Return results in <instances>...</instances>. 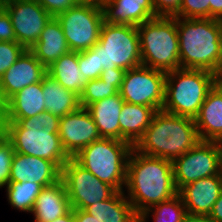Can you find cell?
<instances>
[{
  "label": "cell",
  "mask_w": 222,
  "mask_h": 222,
  "mask_svg": "<svg viewBox=\"0 0 222 222\" xmlns=\"http://www.w3.org/2000/svg\"><path fill=\"white\" fill-rule=\"evenodd\" d=\"M84 211L98 222H138V215L124 191H117L111 198L91 204Z\"/></svg>",
  "instance_id": "26"
},
{
  "label": "cell",
  "mask_w": 222,
  "mask_h": 222,
  "mask_svg": "<svg viewBox=\"0 0 222 222\" xmlns=\"http://www.w3.org/2000/svg\"><path fill=\"white\" fill-rule=\"evenodd\" d=\"M104 21L107 23L138 26L155 18L152 0H100Z\"/></svg>",
  "instance_id": "18"
},
{
  "label": "cell",
  "mask_w": 222,
  "mask_h": 222,
  "mask_svg": "<svg viewBox=\"0 0 222 222\" xmlns=\"http://www.w3.org/2000/svg\"><path fill=\"white\" fill-rule=\"evenodd\" d=\"M55 18L62 27L71 51H86L99 41L104 23L100 0H82Z\"/></svg>",
  "instance_id": "9"
},
{
  "label": "cell",
  "mask_w": 222,
  "mask_h": 222,
  "mask_svg": "<svg viewBox=\"0 0 222 222\" xmlns=\"http://www.w3.org/2000/svg\"><path fill=\"white\" fill-rule=\"evenodd\" d=\"M74 221L75 222H98L94 217L89 215L82 209H74Z\"/></svg>",
  "instance_id": "41"
},
{
  "label": "cell",
  "mask_w": 222,
  "mask_h": 222,
  "mask_svg": "<svg viewBox=\"0 0 222 222\" xmlns=\"http://www.w3.org/2000/svg\"><path fill=\"white\" fill-rule=\"evenodd\" d=\"M13 25L15 41L29 50L53 18L36 0H3Z\"/></svg>",
  "instance_id": "13"
},
{
  "label": "cell",
  "mask_w": 222,
  "mask_h": 222,
  "mask_svg": "<svg viewBox=\"0 0 222 222\" xmlns=\"http://www.w3.org/2000/svg\"><path fill=\"white\" fill-rule=\"evenodd\" d=\"M29 50L46 68L62 55L71 51L62 27L55 17L47 23L38 41Z\"/></svg>",
  "instance_id": "22"
},
{
  "label": "cell",
  "mask_w": 222,
  "mask_h": 222,
  "mask_svg": "<svg viewBox=\"0 0 222 222\" xmlns=\"http://www.w3.org/2000/svg\"><path fill=\"white\" fill-rule=\"evenodd\" d=\"M213 222H222V192L208 215Z\"/></svg>",
  "instance_id": "39"
},
{
  "label": "cell",
  "mask_w": 222,
  "mask_h": 222,
  "mask_svg": "<svg viewBox=\"0 0 222 222\" xmlns=\"http://www.w3.org/2000/svg\"><path fill=\"white\" fill-rule=\"evenodd\" d=\"M52 17L67 11L82 0H36Z\"/></svg>",
  "instance_id": "35"
},
{
  "label": "cell",
  "mask_w": 222,
  "mask_h": 222,
  "mask_svg": "<svg viewBox=\"0 0 222 222\" xmlns=\"http://www.w3.org/2000/svg\"><path fill=\"white\" fill-rule=\"evenodd\" d=\"M61 170L50 160L15 152L9 182L39 183L43 187L60 180Z\"/></svg>",
  "instance_id": "15"
},
{
  "label": "cell",
  "mask_w": 222,
  "mask_h": 222,
  "mask_svg": "<svg viewBox=\"0 0 222 222\" xmlns=\"http://www.w3.org/2000/svg\"><path fill=\"white\" fill-rule=\"evenodd\" d=\"M42 92L45 100V111L59 118L81 107L80 96L64 88L48 73L42 79Z\"/></svg>",
  "instance_id": "25"
},
{
  "label": "cell",
  "mask_w": 222,
  "mask_h": 222,
  "mask_svg": "<svg viewBox=\"0 0 222 222\" xmlns=\"http://www.w3.org/2000/svg\"><path fill=\"white\" fill-rule=\"evenodd\" d=\"M174 17L210 18L209 0H182L179 12Z\"/></svg>",
  "instance_id": "32"
},
{
  "label": "cell",
  "mask_w": 222,
  "mask_h": 222,
  "mask_svg": "<svg viewBox=\"0 0 222 222\" xmlns=\"http://www.w3.org/2000/svg\"><path fill=\"white\" fill-rule=\"evenodd\" d=\"M47 73L57 80L64 88L71 90L79 96L88 83L84 74L79 70L78 52L70 51L54 61Z\"/></svg>",
  "instance_id": "27"
},
{
  "label": "cell",
  "mask_w": 222,
  "mask_h": 222,
  "mask_svg": "<svg viewBox=\"0 0 222 222\" xmlns=\"http://www.w3.org/2000/svg\"><path fill=\"white\" fill-rule=\"evenodd\" d=\"M214 87L222 94V69L214 73Z\"/></svg>",
  "instance_id": "44"
},
{
  "label": "cell",
  "mask_w": 222,
  "mask_h": 222,
  "mask_svg": "<svg viewBox=\"0 0 222 222\" xmlns=\"http://www.w3.org/2000/svg\"><path fill=\"white\" fill-rule=\"evenodd\" d=\"M58 135L71 158L82 148L101 138L91 114L83 107L60 118Z\"/></svg>",
  "instance_id": "14"
},
{
  "label": "cell",
  "mask_w": 222,
  "mask_h": 222,
  "mask_svg": "<svg viewBox=\"0 0 222 222\" xmlns=\"http://www.w3.org/2000/svg\"><path fill=\"white\" fill-rule=\"evenodd\" d=\"M200 142L194 119L157 111L133 149L173 161Z\"/></svg>",
  "instance_id": "4"
},
{
  "label": "cell",
  "mask_w": 222,
  "mask_h": 222,
  "mask_svg": "<svg viewBox=\"0 0 222 222\" xmlns=\"http://www.w3.org/2000/svg\"><path fill=\"white\" fill-rule=\"evenodd\" d=\"M132 149L129 142L100 138L82 148L72 158L116 191H124L127 162Z\"/></svg>",
  "instance_id": "7"
},
{
  "label": "cell",
  "mask_w": 222,
  "mask_h": 222,
  "mask_svg": "<svg viewBox=\"0 0 222 222\" xmlns=\"http://www.w3.org/2000/svg\"><path fill=\"white\" fill-rule=\"evenodd\" d=\"M210 18L222 20V0H209Z\"/></svg>",
  "instance_id": "40"
},
{
  "label": "cell",
  "mask_w": 222,
  "mask_h": 222,
  "mask_svg": "<svg viewBox=\"0 0 222 222\" xmlns=\"http://www.w3.org/2000/svg\"><path fill=\"white\" fill-rule=\"evenodd\" d=\"M155 17H174L180 9L182 0H152Z\"/></svg>",
  "instance_id": "36"
},
{
  "label": "cell",
  "mask_w": 222,
  "mask_h": 222,
  "mask_svg": "<svg viewBox=\"0 0 222 222\" xmlns=\"http://www.w3.org/2000/svg\"><path fill=\"white\" fill-rule=\"evenodd\" d=\"M181 222H213L208 215L186 213Z\"/></svg>",
  "instance_id": "42"
},
{
  "label": "cell",
  "mask_w": 222,
  "mask_h": 222,
  "mask_svg": "<svg viewBox=\"0 0 222 222\" xmlns=\"http://www.w3.org/2000/svg\"><path fill=\"white\" fill-rule=\"evenodd\" d=\"M26 49L18 42L0 41V78Z\"/></svg>",
  "instance_id": "31"
},
{
  "label": "cell",
  "mask_w": 222,
  "mask_h": 222,
  "mask_svg": "<svg viewBox=\"0 0 222 222\" xmlns=\"http://www.w3.org/2000/svg\"><path fill=\"white\" fill-rule=\"evenodd\" d=\"M7 199L14 209L32 212L36 198L44 188L39 183L9 182L6 186Z\"/></svg>",
  "instance_id": "28"
},
{
  "label": "cell",
  "mask_w": 222,
  "mask_h": 222,
  "mask_svg": "<svg viewBox=\"0 0 222 222\" xmlns=\"http://www.w3.org/2000/svg\"><path fill=\"white\" fill-rule=\"evenodd\" d=\"M92 49L97 55L98 78L105 69L122 68L126 71L142 65L137 26L104 21L99 41Z\"/></svg>",
  "instance_id": "8"
},
{
  "label": "cell",
  "mask_w": 222,
  "mask_h": 222,
  "mask_svg": "<svg viewBox=\"0 0 222 222\" xmlns=\"http://www.w3.org/2000/svg\"><path fill=\"white\" fill-rule=\"evenodd\" d=\"M15 151L12 144L5 139L0 144V188L7 186L10 178L11 163Z\"/></svg>",
  "instance_id": "34"
},
{
  "label": "cell",
  "mask_w": 222,
  "mask_h": 222,
  "mask_svg": "<svg viewBox=\"0 0 222 222\" xmlns=\"http://www.w3.org/2000/svg\"><path fill=\"white\" fill-rule=\"evenodd\" d=\"M213 87L214 74L206 70L180 68L167 72L162 110L194 119Z\"/></svg>",
  "instance_id": "6"
},
{
  "label": "cell",
  "mask_w": 222,
  "mask_h": 222,
  "mask_svg": "<svg viewBox=\"0 0 222 222\" xmlns=\"http://www.w3.org/2000/svg\"><path fill=\"white\" fill-rule=\"evenodd\" d=\"M45 111L42 82L24 87L13 95L6 104L0 119H25Z\"/></svg>",
  "instance_id": "23"
},
{
  "label": "cell",
  "mask_w": 222,
  "mask_h": 222,
  "mask_svg": "<svg viewBox=\"0 0 222 222\" xmlns=\"http://www.w3.org/2000/svg\"><path fill=\"white\" fill-rule=\"evenodd\" d=\"M179 38L180 68L222 69V20L176 17Z\"/></svg>",
  "instance_id": "3"
},
{
  "label": "cell",
  "mask_w": 222,
  "mask_h": 222,
  "mask_svg": "<svg viewBox=\"0 0 222 222\" xmlns=\"http://www.w3.org/2000/svg\"><path fill=\"white\" fill-rule=\"evenodd\" d=\"M47 68L41 64L30 50H25L17 61L1 76L3 97L7 102L26 86L42 82Z\"/></svg>",
  "instance_id": "16"
},
{
  "label": "cell",
  "mask_w": 222,
  "mask_h": 222,
  "mask_svg": "<svg viewBox=\"0 0 222 222\" xmlns=\"http://www.w3.org/2000/svg\"><path fill=\"white\" fill-rule=\"evenodd\" d=\"M3 0H0V10L2 9Z\"/></svg>",
  "instance_id": "48"
},
{
  "label": "cell",
  "mask_w": 222,
  "mask_h": 222,
  "mask_svg": "<svg viewBox=\"0 0 222 222\" xmlns=\"http://www.w3.org/2000/svg\"><path fill=\"white\" fill-rule=\"evenodd\" d=\"M71 209L64 182L44 187L36 198L33 210L35 222H52Z\"/></svg>",
  "instance_id": "20"
},
{
  "label": "cell",
  "mask_w": 222,
  "mask_h": 222,
  "mask_svg": "<svg viewBox=\"0 0 222 222\" xmlns=\"http://www.w3.org/2000/svg\"><path fill=\"white\" fill-rule=\"evenodd\" d=\"M60 179L64 182L72 209L84 210L91 204L111 198L117 192L73 158L62 167Z\"/></svg>",
  "instance_id": "12"
},
{
  "label": "cell",
  "mask_w": 222,
  "mask_h": 222,
  "mask_svg": "<svg viewBox=\"0 0 222 222\" xmlns=\"http://www.w3.org/2000/svg\"><path fill=\"white\" fill-rule=\"evenodd\" d=\"M137 30L142 65L166 73L180 69L176 17L158 16L138 25Z\"/></svg>",
  "instance_id": "5"
},
{
  "label": "cell",
  "mask_w": 222,
  "mask_h": 222,
  "mask_svg": "<svg viewBox=\"0 0 222 222\" xmlns=\"http://www.w3.org/2000/svg\"><path fill=\"white\" fill-rule=\"evenodd\" d=\"M15 152L50 160L60 170L71 158L58 135V116L48 111L25 119H0Z\"/></svg>",
  "instance_id": "2"
},
{
  "label": "cell",
  "mask_w": 222,
  "mask_h": 222,
  "mask_svg": "<svg viewBox=\"0 0 222 222\" xmlns=\"http://www.w3.org/2000/svg\"><path fill=\"white\" fill-rule=\"evenodd\" d=\"M221 192V176L213 175L183 186L178 194L182 198L186 213L209 215Z\"/></svg>",
  "instance_id": "17"
},
{
  "label": "cell",
  "mask_w": 222,
  "mask_h": 222,
  "mask_svg": "<svg viewBox=\"0 0 222 222\" xmlns=\"http://www.w3.org/2000/svg\"><path fill=\"white\" fill-rule=\"evenodd\" d=\"M220 176L222 179V156H221V160H220Z\"/></svg>",
  "instance_id": "47"
},
{
  "label": "cell",
  "mask_w": 222,
  "mask_h": 222,
  "mask_svg": "<svg viewBox=\"0 0 222 222\" xmlns=\"http://www.w3.org/2000/svg\"><path fill=\"white\" fill-rule=\"evenodd\" d=\"M118 92L119 90L115 86L110 85L108 82H103L100 78L90 80L84 86V90L80 95V105L86 108L92 103L117 94Z\"/></svg>",
  "instance_id": "30"
},
{
  "label": "cell",
  "mask_w": 222,
  "mask_h": 222,
  "mask_svg": "<svg viewBox=\"0 0 222 222\" xmlns=\"http://www.w3.org/2000/svg\"><path fill=\"white\" fill-rule=\"evenodd\" d=\"M222 143L200 141L182 156L172 161L174 184L183 186L213 175H220Z\"/></svg>",
  "instance_id": "10"
},
{
  "label": "cell",
  "mask_w": 222,
  "mask_h": 222,
  "mask_svg": "<svg viewBox=\"0 0 222 222\" xmlns=\"http://www.w3.org/2000/svg\"><path fill=\"white\" fill-rule=\"evenodd\" d=\"M52 222H75L74 221V209H70L65 215L58 217Z\"/></svg>",
  "instance_id": "43"
},
{
  "label": "cell",
  "mask_w": 222,
  "mask_h": 222,
  "mask_svg": "<svg viewBox=\"0 0 222 222\" xmlns=\"http://www.w3.org/2000/svg\"><path fill=\"white\" fill-rule=\"evenodd\" d=\"M124 74L125 70L122 68L105 69L102 71L100 79L105 83L108 82L110 85L115 86L119 90Z\"/></svg>",
  "instance_id": "38"
},
{
  "label": "cell",
  "mask_w": 222,
  "mask_h": 222,
  "mask_svg": "<svg viewBox=\"0 0 222 222\" xmlns=\"http://www.w3.org/2000/svg\"><path fill=\"white\" fill-rule=\"evenodd\" d=\"M0 41H15V34L10 16L3 8L0 10Z\"/></svg>",
  "instance_id": "37"
},
{
  "label": "cell",
  "mask_w": 222,
  "mask_h": 222,
  "mask_svg": "<svg viewBox=\"0 0 222 222\" xmlns=\"http://www.w3.org/2000/svg\"><path fill=\"white\" fill-rule=\"evenodd\" d=\"M156 112L152 107L124 102L119 116L120 141L134 146L143 136Z\"/></svg>",
  "instance_id": "24"
},
{
  "label": "cell",
  "mask_w": 222,
  "mask_h": 222,
  "mask_svg": "<svg viewBox=\"0 0 222 222\" xmlns=\"http://www.w3.org/2000/svg\"><path fill=\"white\" fill-rule=\"evenodd\" d=\"M7 102L5 101L3 97V92L1 88V81H0V118L4 113L5 107H6Z\"/></svg>",
  "instance_id": "45"
},
{
  "label": "cell",
  "mask_w": 222,
  "mask_h": 222,
  "mask_svg": "<svg viewBox=\"0 0 222 222\" xmlns=\"http://www.w3.org/2000/svg\"><path fill=\"white\" fill-rule=\"evenodd\" d=\"M6 139V130L3 122L0 120V144Z\"/></svg>",
  "instance_id": "46"
},
{
  "label": "cell",
  "mask_w": 222,
  "mask_h": 222,
  "mask_svg": "<svg viewBox=\"0 0 222 222\" xmlns=\"http://www.w3.org/2000/svg\"><path fill=\"white\" fill-rule=\"evenodd\" d=\"M200 141L222 143V94L213 87L194 118Z\"/></svg>",
  "instance_id": "19"
},
{
  "label": "cell",
  "mask_w": 222,
  "mask_h": 222,
  "mask_svg": "<svg viewBox=\"0 0 222 222\" xmlns=\"http://www.w3.org/2000/svg\"><path fill=\"white\" fill-rule=\"evenodd\" d=\"M126 198L137 215L152 205L178 194L174 184L172 161L143 155L134 149L127 162Z\"/></svg>",
  "instance_id": "1"
},
{
  "label": "cell",
  "mask_w": 222,
  "mask_h": 222,
  "mask_svg": "<svg viewBox=\"0 0 222 222\" xmlns=\"http://www.w3.org/2000/svg\"><path fill=\"white\" fill-rule=\"evenodd\" d=\"M150 213L154 222H181L186 214V209L179 194L161 203L152 205L138 215V222H147Z\"/></svg>",
  "instance_id": "29"
},
{
  "label": "cell",
  "mask_w": 222,
  "mask_h": 222,
  "mask_svg": "<svg viewBox=\"0 0 222 222\" xmlns=\"http://www.w3.org/2000/svg\"><path fill=\"white\" fill-rule=\"evenodd\" d=\"M78 65L79 70L88 81L98 78L97 55L92 48L78 52Z\"/></svg>",
  "instance_id": "33"
},
{
  "label": "cell",
  "mask_w": 222,
  "mask_h": 222,
  "mask_svg": "<svg viewBox=\"0 0 222 222\" xmlns=\"http://www.w3.org/2000/svg\"><path fill=\"white\" fill-rule=\"evenodd\" d=\"M166 72L140 65L125 71L119 89L124 102L162 110Z\"/></svg>",
  "instance_id": "11"
},
{
  "label": "cell",
  "mask_w": 222,
  "mask_h": 222,
  "mask_svg": "<svg viewBox=\"0 0 222 222\" xmlns=\"http://www.w3.org/2000/svg\"><path fill=\"white\" fill-rule=\"evenodd\" d=\"M123 103L124 100L118 92L86 107L101 138L120 140L119 116Z\"/></svg>",
  "instance_id": "21"
}]
</instances>
